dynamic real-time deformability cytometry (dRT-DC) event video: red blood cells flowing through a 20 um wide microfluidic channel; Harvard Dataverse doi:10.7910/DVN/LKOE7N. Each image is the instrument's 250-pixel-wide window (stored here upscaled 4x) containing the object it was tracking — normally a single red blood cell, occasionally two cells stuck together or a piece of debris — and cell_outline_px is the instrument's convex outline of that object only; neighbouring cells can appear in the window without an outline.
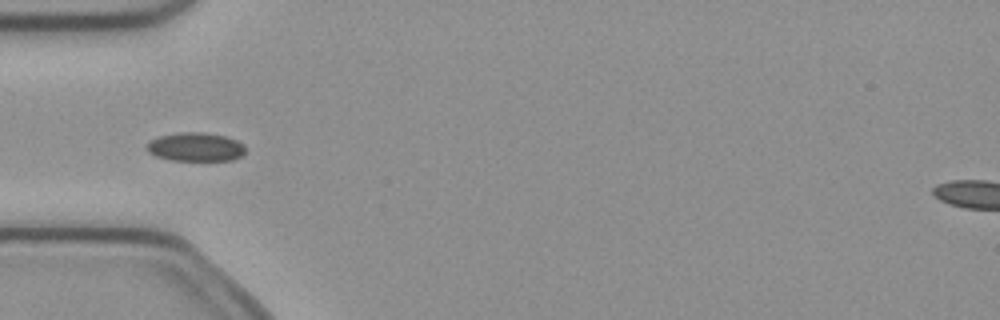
{"species": "common noctule bat (a hibernating species)", "species_latin": "Nyctalus noctula", "temperature_condition": "cold", "stored_images_in_passage": 4, "camera_frame_rate_fps": 3000, "um_per_image_px": 0.085, "animal": {"sex": "female", "body_mass_g": 21.9}, "frame": {"image": 1, "passage_image": 4, "time_ms": 1.0, "image_size_px": [1000, 320], "cell_outline_px": [[244, 152], [240, 156], [232, 160], [172, 160], [156, 156], [148, 152], [144, 148], [152, 140], [160, 136], [180, 132], [204, 132], [224, 136], [236, 140], [244, 144]], "centroid_in_image_um": [16.61, 12.49], "position_along_channel_um": 68.4, "area_um2": 16.36}}